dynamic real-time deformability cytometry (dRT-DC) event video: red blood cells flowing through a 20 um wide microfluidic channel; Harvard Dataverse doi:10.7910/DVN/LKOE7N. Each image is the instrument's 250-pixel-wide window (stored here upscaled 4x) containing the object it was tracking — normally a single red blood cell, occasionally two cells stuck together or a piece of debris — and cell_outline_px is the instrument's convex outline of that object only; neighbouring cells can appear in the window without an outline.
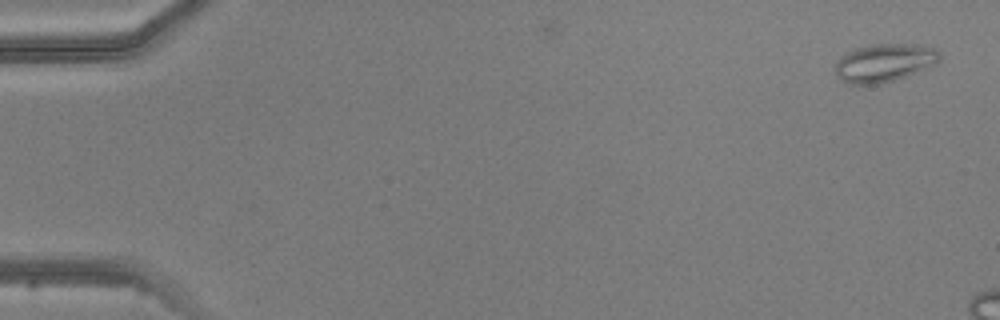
{"species": "common noctule bat (a hibernating species)", "species_latin": "Nyctalus noctula", "temperature_condition": "warm", "stored_images_in_passage": 4, "camera_frame_rate_fps": 3000, "um_per_image_px": 0.085, "animal": {"sex": "male", "body_mass_g": 20.5, "forearm_length_mm": 52.5}, "frame": {"image": 1, "passage_image": 1, "time_ms": 0.0, "image_size_px": [1000, 320], "cell_outline_px": [[940, 60], [936, 64], [904, 76], [892, 80], [876, 84], [852, 84], [840, 80], [836, 72], [836, 60], [840, 56], [856, 48], [876, 44], [904, 44], [936, 48], [940, 52]], "centroid_in_image_um": [75.15, 5.33], "position_along_channel_um": 9.9, "area_um2": 22.77}}